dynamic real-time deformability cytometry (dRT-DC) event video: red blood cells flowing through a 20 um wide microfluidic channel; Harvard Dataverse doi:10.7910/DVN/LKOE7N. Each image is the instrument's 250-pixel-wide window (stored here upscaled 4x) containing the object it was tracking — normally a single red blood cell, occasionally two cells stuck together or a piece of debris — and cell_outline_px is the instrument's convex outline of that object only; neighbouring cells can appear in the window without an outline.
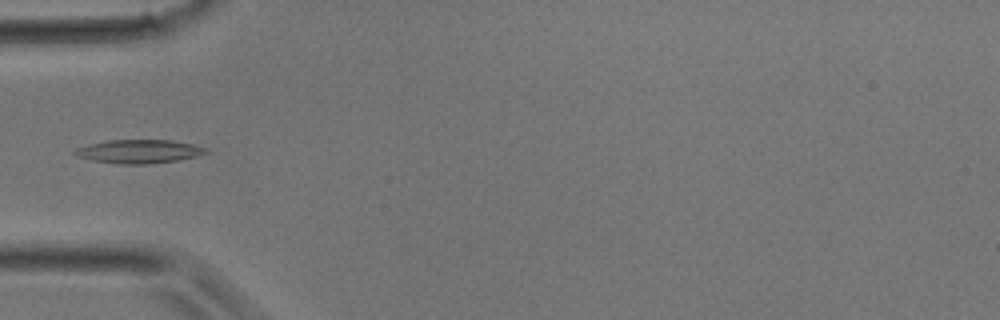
{"species": "common noctule bat (a hibernating species)", "species_latin": "Nyctalus noctula", "temperature_condition": "room temperature", "stored_images_in_passage": 25, "camera_frame_rate_fps": 3000, "um_per_image_px": 0.085, "animal": {"sex": "male", "body_mass_g": 17.9}, "frame": {"image": 1, "passage_image": 1, "time_ms": 0.0, "image_size_px": [1000, 320], "cell_outline_px": [[208, 152], [196, 156], [176, 160], [144, 164], [116, 164], [92, 160], [76, 156], [72, 152], [76, 148], [88, 144], [108, 140], [172, 140], [192, 144], [208, 148]], "centroid_in_image_um": [11.77, 12.87], "position_along_channel_um": 73.2, "area_um2": 17.98}}
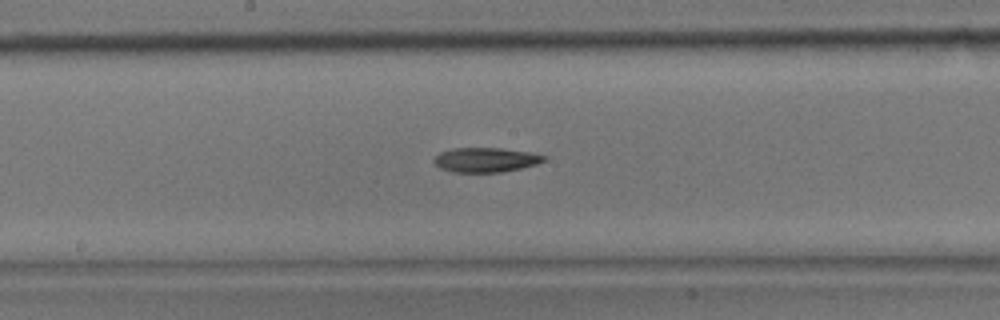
{"frame": {"image": 2, "passage_image": 8, "time_ms": 2.333, "image_size_px": [1000, 320], "cell_outline_px": [[548, 160], [536, 164], [520, 168], [500, 172], [452, 172], [440, 168], [432, 164], [432, 160], [440, 152], [452, 148], [500, 148], [532, 152], [548, 156]], "centroid_in_image_um": [41.28, 13.58], "position_along_channel_um": 206.9, "area_um2": 15.95}}
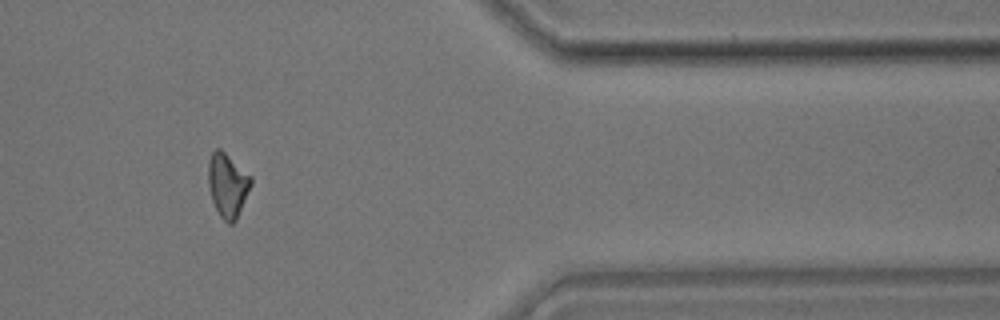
{"frame": {"image": 3, "passage_image": 19, "time_ms": 6.0, "image_size_px": [1000, 320], "cell_outline_px": [[252, 184], [236, 220], [232, 224], [228, 224], [220, 216], [212, 200], [208, 184], [208, 160], [212, 152], [216, 148], [220, 148], [252, 176]], "centroid_in_image_um": [19.34, 15.72], "position_along_channel_um": 392.1, "area_um2": 15.95}}